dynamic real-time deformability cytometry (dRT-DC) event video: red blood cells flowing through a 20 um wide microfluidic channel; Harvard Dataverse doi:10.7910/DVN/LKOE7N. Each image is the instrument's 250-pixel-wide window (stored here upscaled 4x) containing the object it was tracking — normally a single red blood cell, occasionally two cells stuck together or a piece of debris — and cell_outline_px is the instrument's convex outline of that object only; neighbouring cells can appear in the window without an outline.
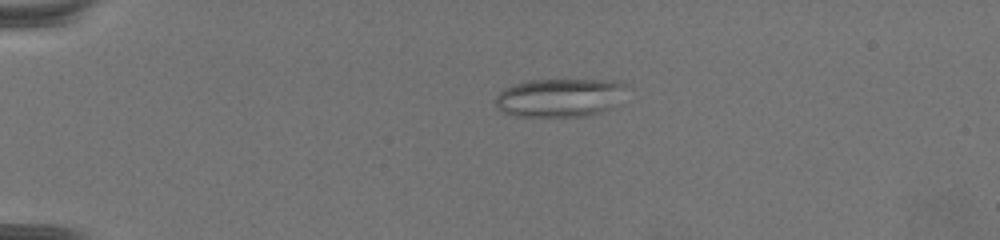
{"species": "common noctule bat (a hibernating species)", "species_latin": "Nyctalus noctula", "temperature_condition": "warm", "stored_images_in_passage": 52, "camera_frame_rate_fps": 3000, "um_per_image_px": 0.085, "animal": {"sex": "female", "body_mass_g": 19.5, "forearm_length_mm": 54.1}, "frame": {"image": 1, "passage_image": 1, "time_ms": 0.0, "image_size_px": [1000, 240], "cell_outline_px": [[628, 84], [612, 108], [584, 116], [516, 116], [504, 112], [496, 104], [496, 96], [504, 88], [528, 80], [620, 80]], "centroid_in_image_um": [47.59, 8.28], "position_along_channel_um": 37.4, "area_um2": 29.07}}
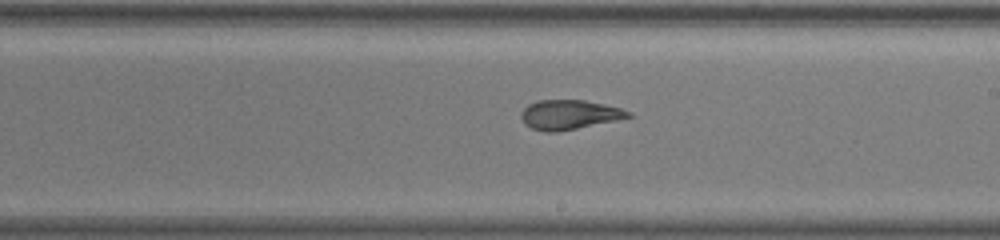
{"frame": {"image": 2, "passage_image": 26, "time_ms": 8.333, "image_size_px": [1000, 240], "cell_outline_px": [[632, 116], [616, 120], [560, 132], [544, 132], [532, 128], [524, 124], [520, 116], [520, 112], [528, 104], [536, 100], [584, 100], [604, 104], [620, 108], [632, 112]], "centroid_in_image_um": [48.35, 9.75], "position_along_channel_um": 240.7, "area_um2": 18.55}}
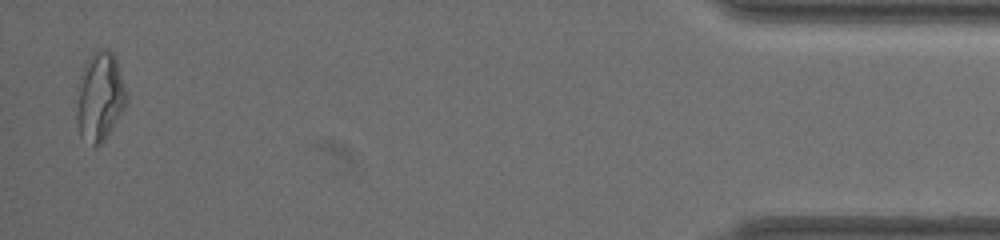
{"frame": {"image": 3, "passage_image": 51, "time_ms": 16.667, "image_size_px": [1000, 240], "cell_outline_px": [[124, 108], [112, 128], [104, 140], [96, 148], [92, 148], [80, 136], [76, 124], [76, 88], [84, 64], [92, 52], [96, 48], [108, 48], [116, 56], [124, 88]], "centroid_in_image_um": [8.41, 8.22], "position_along_channel_um": 426.8, "area_um2": 26.13}, "authors_computed_cell_mechanics": {"area_um2": 20.7791, "velocity_mm_per_s": 3.1487, "shape_relaxation_time_tau1_ms": null, "shape_relaxation_time_tau2_ms": 1.8272, "deformation_change_tau1": null, "deformation_change_tau2": 0.0921}}